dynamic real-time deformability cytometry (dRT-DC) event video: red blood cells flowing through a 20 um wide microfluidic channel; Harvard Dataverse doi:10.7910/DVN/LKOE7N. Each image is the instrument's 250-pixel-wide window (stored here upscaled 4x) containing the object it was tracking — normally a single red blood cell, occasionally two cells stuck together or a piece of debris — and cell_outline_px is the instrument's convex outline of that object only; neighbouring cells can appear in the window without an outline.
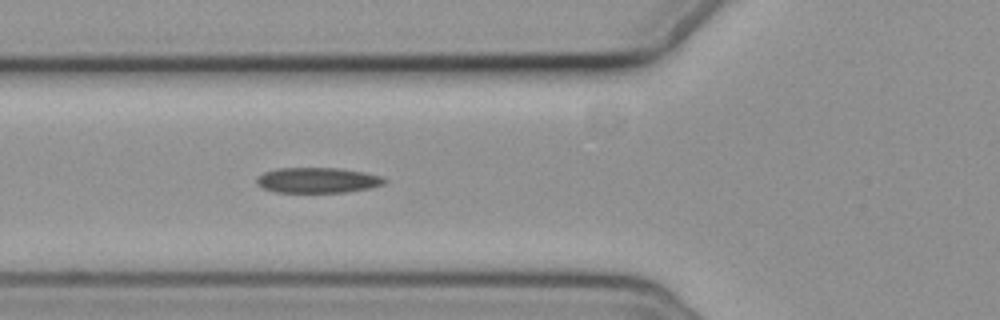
{"species": "common noctule bat (a hibernating species)", "species_latin": "Nyctalus noctula", "temperature_condition": "cold", "stored_images_in_passage": 5, "camera_frame_rate_fps": 3000, "um_per_image_px": 0.085, "animal": {"sex": "female", "body_mass_g": 19.3, "forearm_length_mm": 54.1}, "frame": {"image": 1, "passage_image": 5, "time_ms": 6.0, "image_size_px": [1000, 320], "cell_outline_px": [[388, 180], [384, 184], [368, 188], [344, 192], [276, 192], [264, 188], [256, 184], [256, 180], [264, 172], [276, 168], [340, 168], [364, 172], [380, 176]], "centroid_in_image_um": [26.99, 15.31], "position_along_channel_um": 98.8, "area_um2": 18.79}}